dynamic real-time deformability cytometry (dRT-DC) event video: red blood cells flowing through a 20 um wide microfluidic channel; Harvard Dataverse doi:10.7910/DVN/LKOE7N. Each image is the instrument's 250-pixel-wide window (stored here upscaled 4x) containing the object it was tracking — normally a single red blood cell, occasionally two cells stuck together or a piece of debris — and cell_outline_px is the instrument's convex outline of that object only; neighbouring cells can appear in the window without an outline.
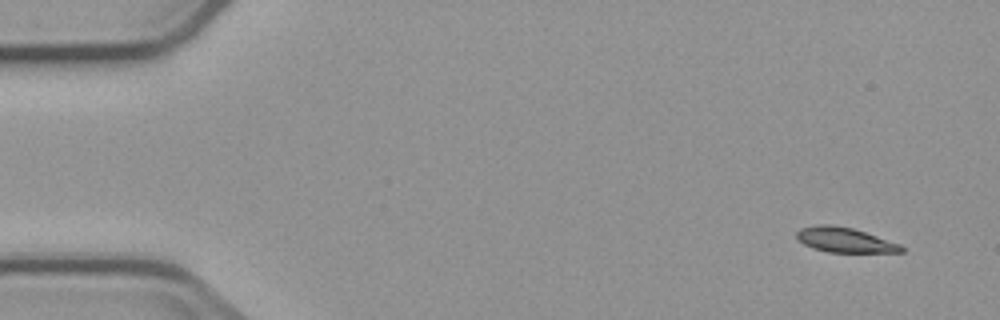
{"species": "common noctule bat (a hibernating species)", "species_latin": "Nyctalus noctula", "temperature_condition": "cold", "stored_images_in_passage": 4, "camera_frame_rate_fps": 3000, "um_per_image_px": 0.085, "animal": {"sex": "male", "body_mass_g": 23.1, "forearm_length_mm": 52.7}, "frame": {"image": 1, "passage_image": 1, "time_ms": 0.0, "image_size_px": [1000, 320], "cell_outline_px": [[904, 252], [828, 252], [812, 248], [804, 244], [796, 236], [796, 232], [800, 228], [816, 224], [832, 224], [852, 228], [900, 244], [904, 248]], "centroid_in_image_um": [71.77, 20.39], "position_along_channel_um": 13.2, "area_um2": 15.09}}
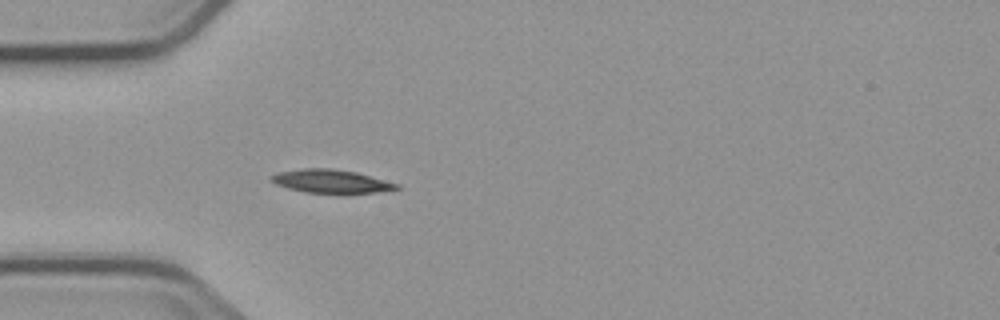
{"frame": {"image": 2, "passage_image": 4, "time_ms": 4.333, "image_size_px": [1000, 320], "cell_outline_px": [[400, 188], [376, 192], [304, 192], [288, 188], [276, 184], [268, 180], [268, 176], [280, 172], [304, 168], [332, 168], [356, 172], [400, 184]], "centroid_in_image_um": [28.09, 15.39], "position_along_channel_um": 56.9, "area_um2": 16.82}}